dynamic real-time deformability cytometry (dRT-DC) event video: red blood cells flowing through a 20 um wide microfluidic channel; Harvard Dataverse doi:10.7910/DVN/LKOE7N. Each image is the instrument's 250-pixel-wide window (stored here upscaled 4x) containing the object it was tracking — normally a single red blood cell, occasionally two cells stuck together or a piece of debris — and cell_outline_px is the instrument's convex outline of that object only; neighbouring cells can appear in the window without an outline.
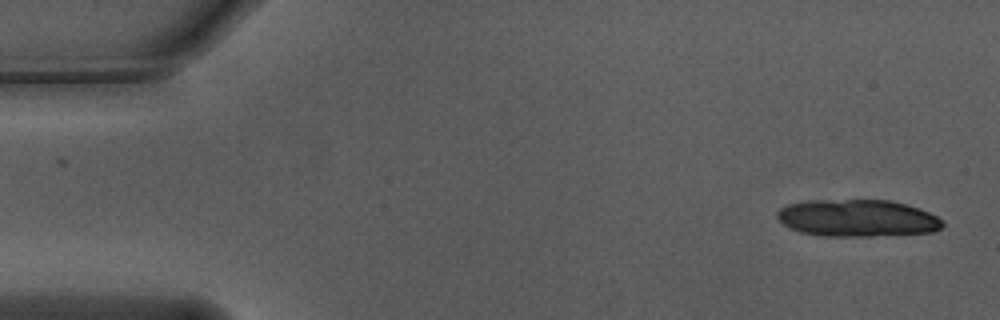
{"species": "Egyptian fruit bat (a non-hibernating species)", "species_latin": "Rousettus aegyptiacus", "temperature_condition": "warm", "stored_images_in_passage": 14, "camera_frame_rate_fps": 3000, "um_per_image_px": 0.085, "animal": {"sex": "male"}, "frame": {"image": 1, "passage_image": 1, "time_ms": 0.0, "image_size_px": [1000, 320], "cell_outline_px": [[944, 224], [940, 228], [932, 232], [872, 236], [824, 236], [800, 232], [784, 224], [776, 216], [776, 212], [780, 208], [788, 204], [812, 200], [888, 200], [920, 208], [944, 220]], "centroid_in_image_um": [72.88, 18.54], "position_along_channel_um": 12.1, "area_um2": 35.66}}